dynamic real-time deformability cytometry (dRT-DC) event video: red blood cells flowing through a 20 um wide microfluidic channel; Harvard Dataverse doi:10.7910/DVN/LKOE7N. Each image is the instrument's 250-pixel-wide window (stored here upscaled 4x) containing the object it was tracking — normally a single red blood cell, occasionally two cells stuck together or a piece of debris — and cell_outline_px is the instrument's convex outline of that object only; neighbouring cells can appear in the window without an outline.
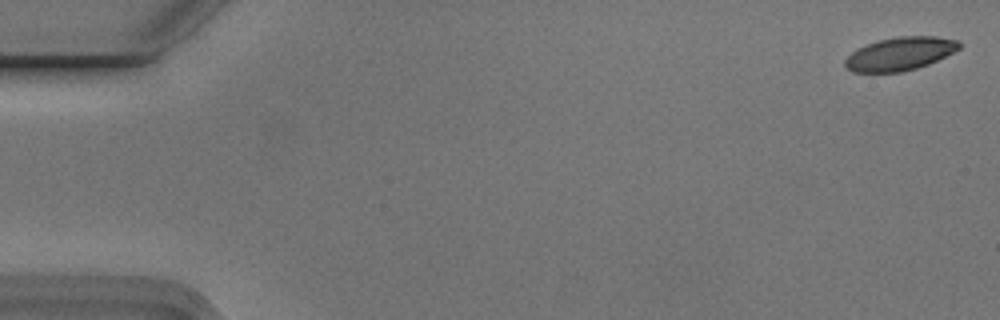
{"species": "Egyptian fruit bat (a non-hibernating species)", "species_latin": "Rousettus aegyptiacus", "temperature_condition": "cold", "stored_images_in_passage": 56, "camera_frame_rate_fps": 3000, "um_per_image_px": 0.085, "animal": {"sex": "male"}, "frame": {"image": 1, "passage_image": 2, "time_ms": 0.333, "image_size_px": [1000, 320], "cell_outline_px": [[960, 48], [928, 64], [916, 68], [900, 72], [852, 72], [844, 68], [844, 60], [856, 48], [880, 40], [900, 36], [936, 36], [956, 40], [960, 44]], "centroid_in_image_um": [76.44, 4.58], "position_along_channel_um": 8.6, "area_um2": 21.91}}
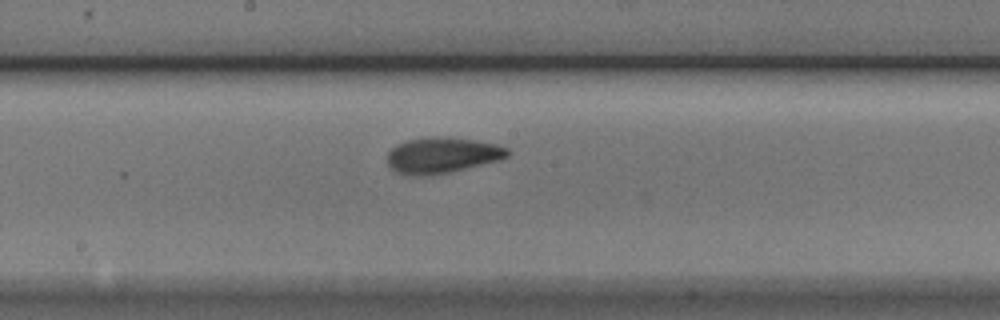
{"frame": {"image": 2, "passage_image": 30, "time_ms": 9.667, "image_size_px": [1000, 320], "cell_outline_px": [[508, 156], [500, 160], [448, 172], [396, 172], [388, 164], [388, 152], [396, 144], [408, 140], [432, 136], [440, 136], [472, 140], [496, 144], [508, 148]], "centroid_in_image_um": [37.63, 13.13], "position_along_channel_um": 210.6, "area_um2": 23.99}}
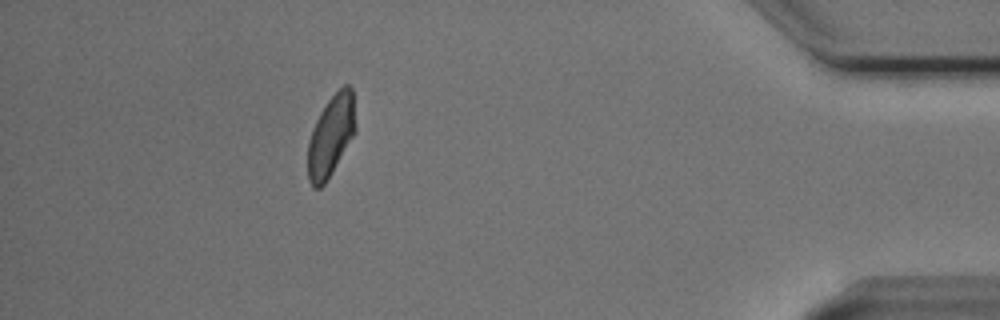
{"frame": {"image": 3, "passage_image": 50, "time_ms": 16.333, "image_size_px": [1000, 320], "cell_outline_px": [[356, 132], [324, 184], [320, 188], [312, 188], [308, 180], [308, 140], [312, 128], [320, 112], [328, 100], [344, 84], [348, 84], [352, 88], [356, 128]], "centroid_in_image_um": [28.12, 11.54], "position_along_channel_um": 407.1, "area_um2": 22.48}, "authors_computed_cell_mechanics": {"area_um2": 23.4668, "velocity_mm_per_s": 3.7341, "shape_relaxation_time_tau1_ms": 5.6597, "shape_relaxation_time_tau2_ms": 1.4902, "deformation_change_tau1": 0.1417, "deformation_change_tau2": 0.0702}}